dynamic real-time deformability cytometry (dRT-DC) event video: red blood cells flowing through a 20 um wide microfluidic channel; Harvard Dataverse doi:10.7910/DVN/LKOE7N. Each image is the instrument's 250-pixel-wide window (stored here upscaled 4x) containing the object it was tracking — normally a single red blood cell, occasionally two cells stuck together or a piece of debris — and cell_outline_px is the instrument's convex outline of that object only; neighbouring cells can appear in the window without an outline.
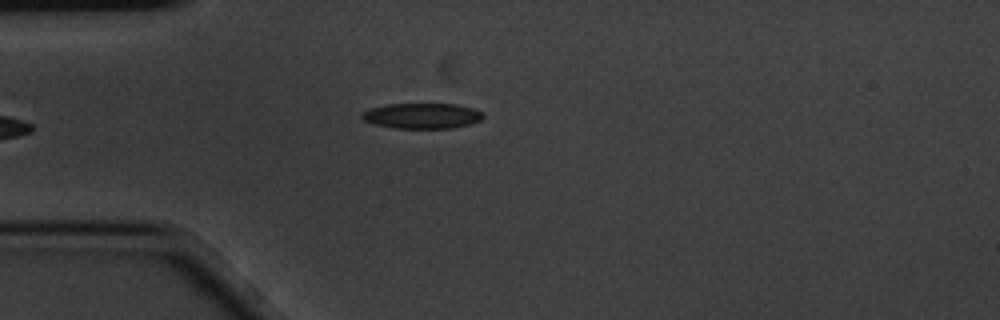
{"species": "common noctule bat (a hibernating species)", "species_latin": "Nyctalus noctula", "temperature_condition": "cold", "stored_images_in_passage": 5, "camera_frame_rate_fps": 3000, "um_per_image_px": 0.085, "animal": {"sex": "male", "body_mass_g": 20.1, "forearm_length_mm": 53.5}, "frame": {"image": 1, "passage_image": 5, "time_ms": 1.333, "image_size_px": [1000, 320], "cell_outline_px": [[484, 116], [480, 120], [468, 124], [452, 128], [396, 128], [376, 124], [364, 120], [360, 116], [360, 112], [372, 108], [388, 104], [456, 104], [472, 108], [484, 112]], "centroid_in_image_um": [35.88, 9.84], "position_along_channel_um": 49.1, "area_um2": 17.86}}